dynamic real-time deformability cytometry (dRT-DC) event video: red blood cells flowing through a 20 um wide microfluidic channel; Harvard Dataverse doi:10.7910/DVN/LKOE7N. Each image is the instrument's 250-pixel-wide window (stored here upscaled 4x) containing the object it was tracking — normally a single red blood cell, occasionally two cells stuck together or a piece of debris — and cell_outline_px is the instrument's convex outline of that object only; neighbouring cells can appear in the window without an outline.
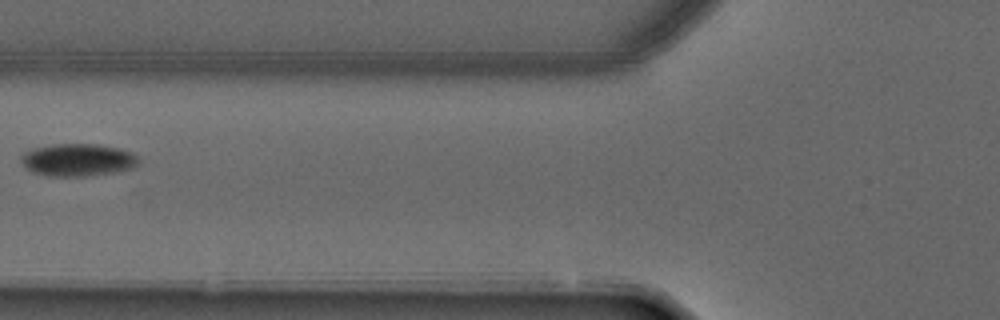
{"species": "common noctule bat (a hibernating species)", "species_latin": "Nyctalus noctula", "temperature_condition": "warm", "stored_images_in_passage": 3, "camera_frame_rate_fps": 3000, "um_per_image_px": 0.085, "animal": {"sex": "male", "forearm_length_mm": 52.5}, "frame": {"image": 1, "passage_image": 2, "time_ms": 0.333, "image_size_px": [1000, 320], "cell_outline_px": [[140, 164], [132, 168], [116, 172], [84, 176], [52, 176], [32, 172], [20, 160], [20, 156], [36, 148], [56, 144], [92, 144], [116, 148], [132, 152], [140, 160]], "centroid_in_image_um": [6.66, 13.6], "position_along_channel_um": 119.1, "area_um2": 21.91}}
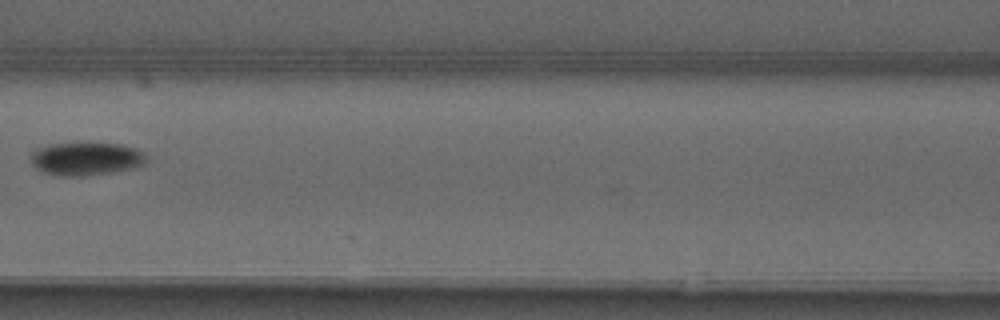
{"frame": {"image": 2, "passage_image": 3, "time_ms": 0.667, "image_size_px": [1000, 320], "cell_outline_px": [[144, 164], [132, 168], [112, 172], [84, 176], [60, 176], [44, 172], [36, 168], [32, 164], [32, 152], [40, 148], [52, 144], [120, 144], [132, 148], [140, 152], [144, 156]], "centroid_in_image_um": [7.27, 13.52], "position_along_channel_um": 159.3, "area_um2": 21.56}}